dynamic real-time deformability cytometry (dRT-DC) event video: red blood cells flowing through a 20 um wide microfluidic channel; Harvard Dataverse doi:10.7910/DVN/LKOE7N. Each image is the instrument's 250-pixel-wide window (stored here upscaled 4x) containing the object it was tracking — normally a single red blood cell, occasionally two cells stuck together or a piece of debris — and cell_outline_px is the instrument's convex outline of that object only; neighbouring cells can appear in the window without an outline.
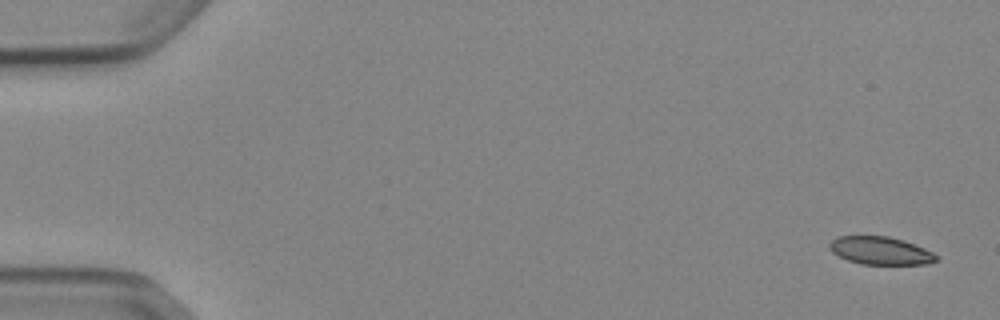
{"species": "Egyptian fruit bat (a non-hibernating species)", "species_latin": "Rousettus aegyptiacus", "temperature_condition": "cold", "stored_images_in_passage": 52, "camera_frame_rate_fps": 3000, "um_per_image_px": 0.085, "animal": {"sex": "female"}, "frame": {"image": 1, "passage_image": 1, "time_ms": 0.0, "image_size_px": [1000, 320], "cell_outline_px": [[940, 260], [928, 264], [860, 264], [848, 260], [832, 252], [828, 248], [828, 244], [836, 236], [888, 236], [904, 240], [924, 248], [940, 256]], "centroid_in_image_um": [74.86, 21.31], "position_along_channel_um": 10.1, "area_um2": 17.51}}
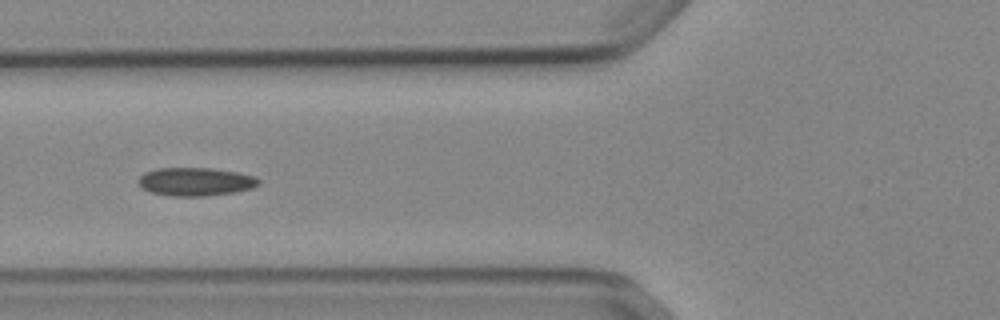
{"frame": {"image": 2, "passage_image": 20, "time_ms": 6.333, "image_size_px": [1000, 320], "cell_outline_px": [[260, 184], [252, 188], [236, 192], [204, 196], [172, 196], [152, 192], [144, 188], [140, 184], [140, 176], [144, 172], [156, 168], [212, 168], [236, 172], [252, 176], [260, 180]], "centroid_in_image_um": [16.64, 15.44], "position_along_channel_um": 109.2, "area_um2": 19.65}}
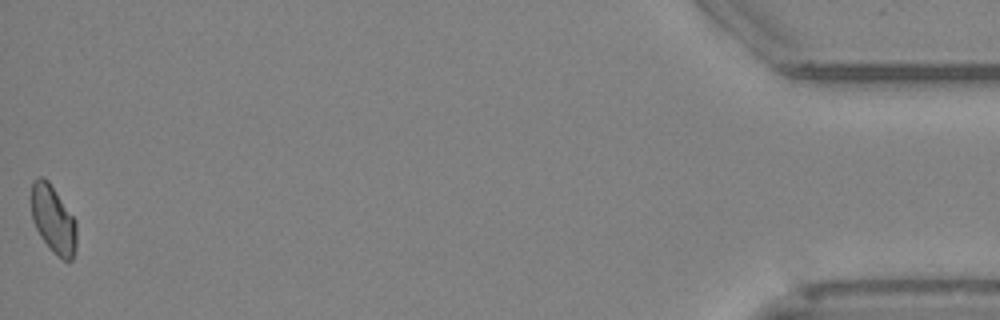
{"frame": {"image": 3, "passage_image": 52, "time_ms": 17.0, "image_size_px": [1000, 320], "cell_outline_px": [[76, 248], [72, 260], [64, 260], [48, 248], [40, 236], [32, 220], [32, 180], [36, 176], [40, 176], [48, 180], [76, 220]], "centroid_in_image_um": [4.52, 18.65], "position_along_channel_um": 430.7, "area_um2": 17.92}, "authors_computed_cell_mechanics": {"area_um2": 18.8139, "velocity_mm_per_s": 3.8687, "shape_relaxation_time_tau1_ms": 5.8783, "shape_relaxation_time_tau2_ms": 8.3115, "deformation_change_tau1": 0.1136, "deformation_change_tau2": 0.1341}}